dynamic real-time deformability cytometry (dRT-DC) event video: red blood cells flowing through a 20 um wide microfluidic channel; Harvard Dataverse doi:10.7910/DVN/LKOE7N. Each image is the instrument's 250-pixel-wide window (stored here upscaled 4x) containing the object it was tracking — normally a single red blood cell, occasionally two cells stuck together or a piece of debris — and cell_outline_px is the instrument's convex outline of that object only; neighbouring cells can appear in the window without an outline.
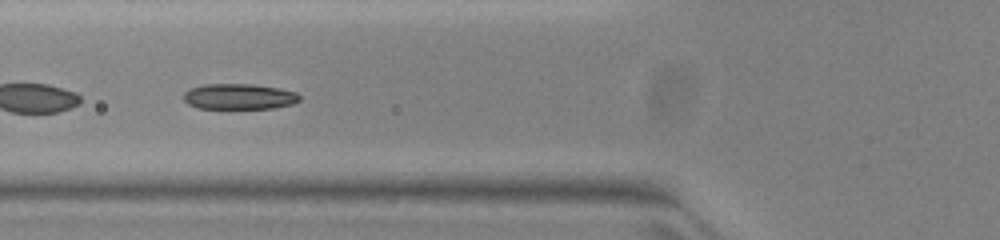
{"species": "common noctule bat (a hibernating species)", "species_latin": "Nyctalus noctula", "temperature_condition": "warm", "stored_images_in_passage": 44, "segment_of_instrument_passage": [2, 2], "camera_frame_rate_fps": 3000, "um_per_image_px": 0.085, "animal": {"sex": "female", "body_mass_g": 23.0, "forearm_length_mm": 53.4}, "frame": {"image": 1, "passage_image": 21, "time_ms": 6.667, "image_size_px": [1000, 240], "cell_outline_px": [[300, 100], [292, 104], [272, 108], [200, 108], [188, 104], [184, 100], [184, 92], [188, 88], [204, 84], [252, 84], [280, 88], [296, 92], [300, 96]], "centroid_in_image_um": [20.31, 8.19], "position_along_channel_um": 105.5, "area_um2": 17.34}}
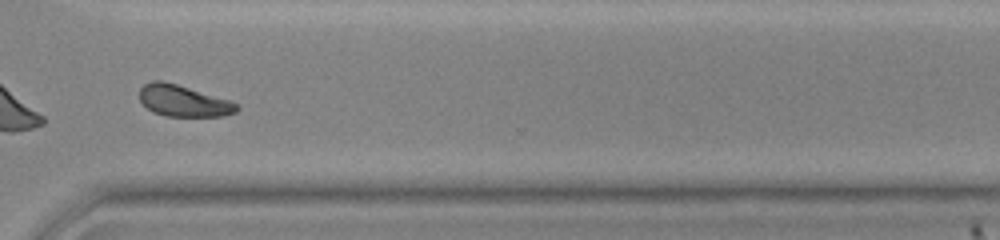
{"frame": {"image": 2, "passage_image": 40, "time_ms": 13.0, "image_size_px": [1000, 240], "cell_outline_px": [[240, 108], [236, 112], [224, 116], [164, 116], [152, 112], [140, 100], [140, 88], [144, 84], [152, 80], [164, 80], [228, 100], [236, 104]], "centroid_in_image_um": [15.55, 8.57], "position_along_channel_um": 355.0, "area_um2": 17.69}}